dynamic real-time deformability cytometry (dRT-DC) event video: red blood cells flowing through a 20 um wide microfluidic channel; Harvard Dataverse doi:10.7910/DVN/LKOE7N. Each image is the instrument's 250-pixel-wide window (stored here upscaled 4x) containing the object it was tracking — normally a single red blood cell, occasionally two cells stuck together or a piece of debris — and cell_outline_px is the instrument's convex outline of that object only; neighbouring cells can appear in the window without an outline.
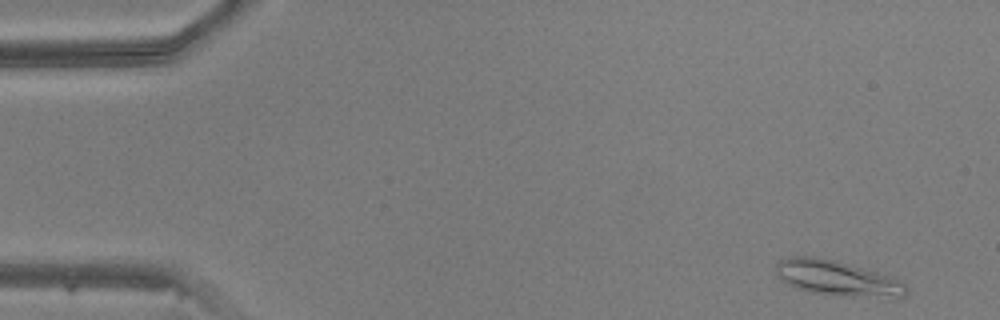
{"species": "common noctule bat (a hibernating species)", "species_latin": "Nyctalus noctula", "temperature_condition": "warm", "stored_images_in_passage": 47, "camera_frame_rate_fps": 3000, "um_per_image_px": 0.085, "animal": {"sex": "male", "body_mass_g": 20.5, "forearm_length_mm": 52.5}, "frame": {"image": 1, "passage_image": 2, "time_ms": 0.333, "image_size_px": [1000, 320], "cell_outline_px": [[908, 292], [900, 300], [888, 300], [848, 296], [812, 292], [796, 288], [780, 280], [776, 276], [776, 264], [780, 260], [792, 256], [812, 256], [836, 260], [896, 276], [908, 288]], "centroid_in_image_um": [71.3, 23.67], "position_along_channel_um": 13.7, "area_um2": 27.8}}
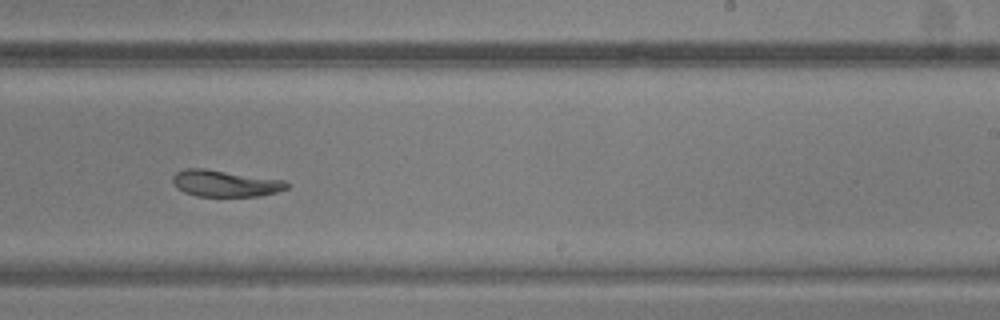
{"frame": {"image": 2, "passage_image": 29, "time_ms": 9.333, "image_size_px": [1000, 320], "cell_outline_px": [[292, 184], [288, 188], [276, 192], [260, 196], [196, 196], [184, 192], [176, 188], [172, 180], [172, 176], [176, 172], [184, 168], [204, 168], [284, 180]], "centroid_in_image_um": [19.13, 15.58], "position_along_channel_um": 269.9, "area_um2": 17.8}}
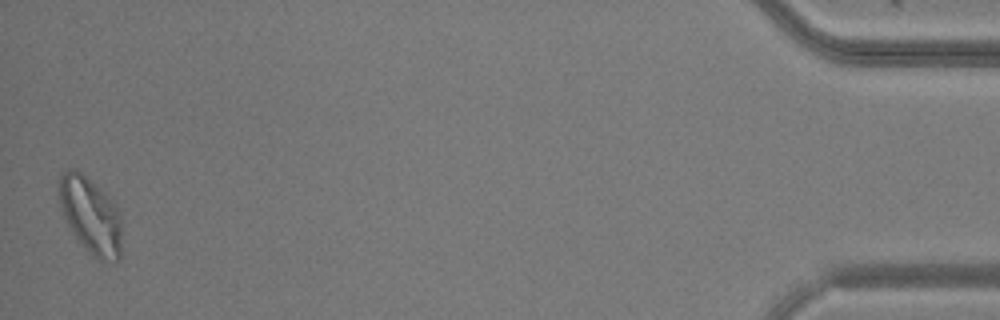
{"frame": {"image": 3, "passage_image": 47, "time_ms": 15.333, "image_size_px": [1000, 320], "cell_outline_px": [[120, 260], [100, 260], [92, 256], [76, 240], [60, 208], [60, 176], [68, 168], [76, 168], [100, 188], [116, 204], [120, 212]], "centroid_in_image_um": [7.7, 18.31], "position_along_channel_um": 427.5, "area_um2": 27.86}}